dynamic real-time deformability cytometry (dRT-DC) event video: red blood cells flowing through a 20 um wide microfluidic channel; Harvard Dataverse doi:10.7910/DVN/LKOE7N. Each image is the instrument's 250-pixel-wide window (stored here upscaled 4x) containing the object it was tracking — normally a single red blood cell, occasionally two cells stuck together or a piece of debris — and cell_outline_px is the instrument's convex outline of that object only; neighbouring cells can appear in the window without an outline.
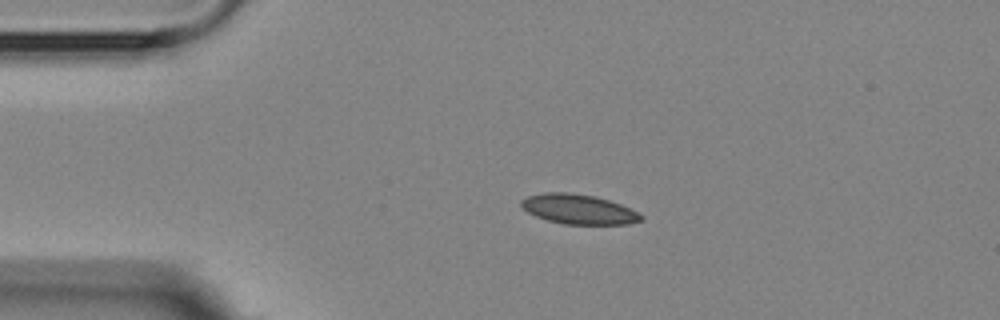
{"species": "Egyptian fruit bat (a non-hibernating species)", "species_latin": "Rousettus aegyptiacus", "temperature_condition": "room temperature", "stored_images_in_passage": 2, "camera_frame_rate_fps": 3000, "um_per_image_px": 0.085, "animal": {"sex": "female"}, "frame": {"image": 1, "passage_image": 1, "time_ms": 0.0, "image_size_px": [1000, 320], "cell_outline_px": [[644, 220], [628, 224], [564, 224], [548, 220], [536, 216], [528, 212], [520, 204], [520, 200], [528, 196], [544, 192], [568, 192], [596, 196], [620, 204], [644, 216]], "centroid_in_image_um": [49.18, 17.78], "position_along_channel_um": 35.8, "area_um2": 20.69}}